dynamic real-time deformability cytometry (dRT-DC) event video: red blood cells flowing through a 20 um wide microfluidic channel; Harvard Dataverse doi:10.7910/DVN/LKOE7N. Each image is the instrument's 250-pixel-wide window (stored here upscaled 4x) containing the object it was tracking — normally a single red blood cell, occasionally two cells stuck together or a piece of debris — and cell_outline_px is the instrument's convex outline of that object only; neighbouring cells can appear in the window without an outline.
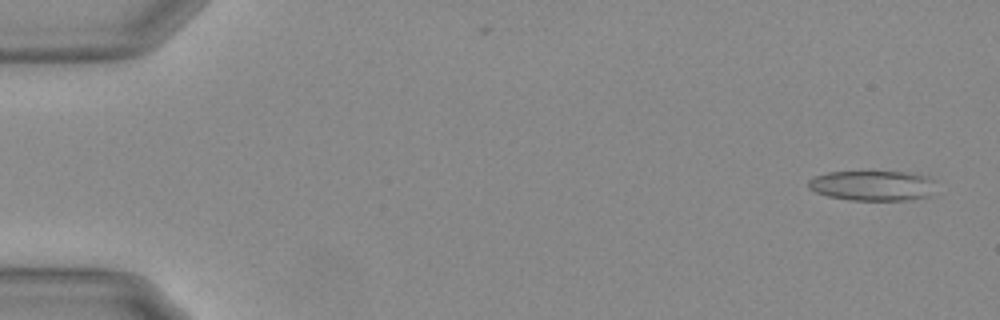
{"species": "Egyptian fruit bat (a non-hibernating species)", "species_latin": "Rousettus aegyptiacus", "temperature_condition": "warm", "stored_images_in_passage": 56, "camera_frame_rate_fps": 3000, "um_per_image_px": 0.085, "animal": {"sex": "female"}, "frame": {"image": 1, "passage_image": 3, "time_ms": 0.667, "image_size_px": [1000, 320], "cell_outline_px": [[932, 180], [924, 196], [904, 200], [852, 200], [828, 196], [816, 192], [808, 184], [808, 180], [816, 176], [828, 172], [868, 168], [904, 172], [924, 176]], "centroid_in_image_um": [74.0, 15.71], "position_along_channel_um": 11.0, "area_um2": 22.48}}
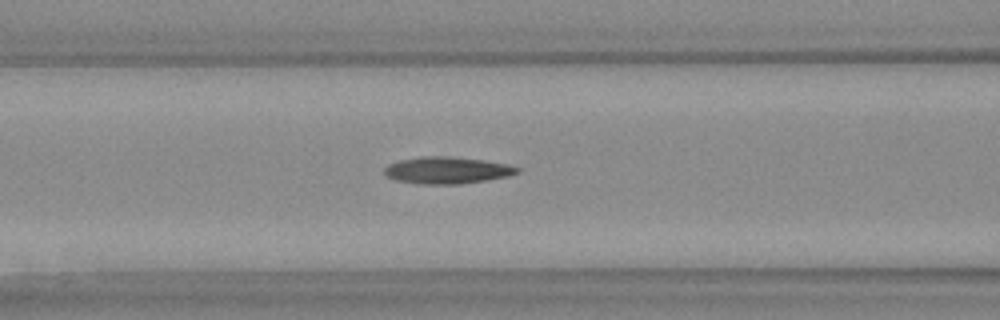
{"frame": {"image": 2, "passage_image": 24, "time_ms": 7.667, "image_size_px": [1000, 320], "cell_outline_px": [[520, 172], [508, 176], [460, 184], [420, 184], [396, 180], [388, 176], [384, 172], [384, 168], [400, 160], [420, 156], [444, 156], [484, 160], [508, 164], [520, 168]], "centroid_in_image_um": [38.03, 14.47], "position_along_channel_um": 128.6, "area_um2": 20.58}}
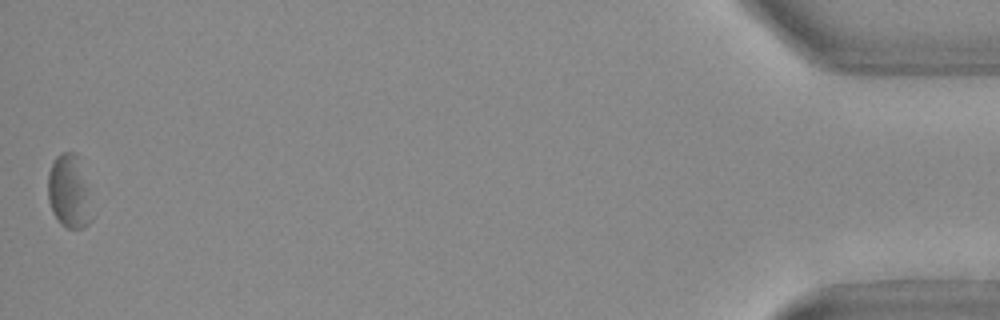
{"frame": {"image": 3, "passage_image": 56, "time_ms": 18.333, "image_size_px": [1000, 320], "cell_outline_px": [[88, 224], [80, 228], [68, 228], [60, 224], [52, 212], [48, 200], [48, 172], [56, 156], [60, 152], [72, 152], [88, 188]], "centroid_in_image_um": [5.78, 16.31], "position_along_channel_um": 429.4, "area_um2": 17.69}, "authors_computed_cell_mechanics": {"area_um2": 20.2589, "velocity_mm_per_s": 3.6805, "shape_relaxation_time_tau1_ms": null, "shape_relaxation_time_tau2_ms": 7.6462, "deformation_change_tau1": null, "deformation_change_tau2": 0.2044}}